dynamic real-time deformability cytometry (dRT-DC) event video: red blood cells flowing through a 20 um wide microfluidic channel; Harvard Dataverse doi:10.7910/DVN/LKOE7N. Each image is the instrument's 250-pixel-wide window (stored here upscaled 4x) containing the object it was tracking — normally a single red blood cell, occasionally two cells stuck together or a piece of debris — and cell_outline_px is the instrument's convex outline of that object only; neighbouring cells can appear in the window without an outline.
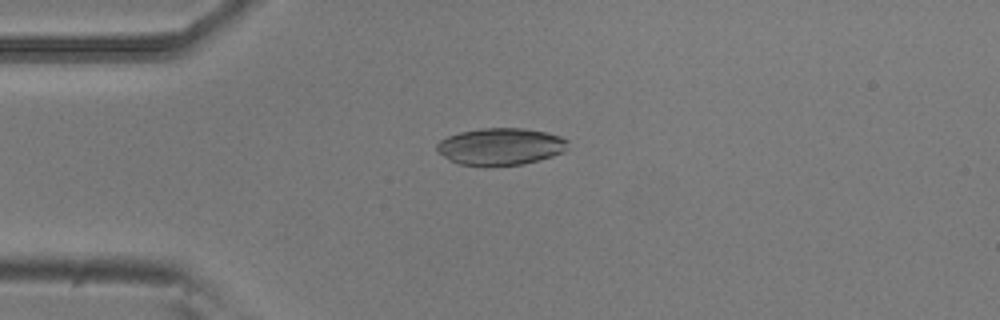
{"species": "common noctule bat (a hibernating species)", "species_latin": "Nyctalus noctula", "temperature_condition": "room temperature", "stored_images_in_passage": 53, "camera_frame_rate_fps": 3000, "um_per_image_px": 0.085, "animal": {"sex": "male", "body_mass_g": 20.5, "forearm_length_mm": 52.5}, "frame": {"image": 1, "passage_image": 13, "time_ms": 4.0, "image_size_px": [1000, 320], "cell_outline_px": [[568, 140], [564, 152], [540, 160], [524, 164], [488, 168], [484, 168], [460, 164], [448, 160], [436, 148], [436, 144], [440, 140], [448, 136], [460, 132], [484, 128], [524, 128], [544, 132], [560, 136]], "centroid_in_image_um": [42.53, 12.49], "position_along_channel_um": 42.5, "area_um2": 28.73}}
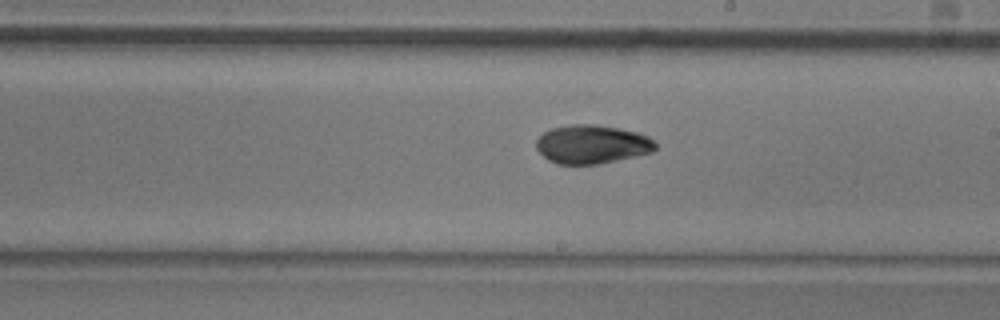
{"frame": {"image": 2, "passage_image": 30, "time_ms": 9.667, "image_size_px": [1000, 320], "cell_outline_px": [[656, 148], [652, 152], [600, 164], [556, 164], [548, 160], [536, 148], [536, 140], [544, 132], [552, 128], [572, 124], [596, 124], [620, 128], [636, 132], [648, 136], [656, 144]], "centroid_in_image_um": [50.31, 12.26], "position_along_channel_um": 238.7, "area_um2": 26.88}}
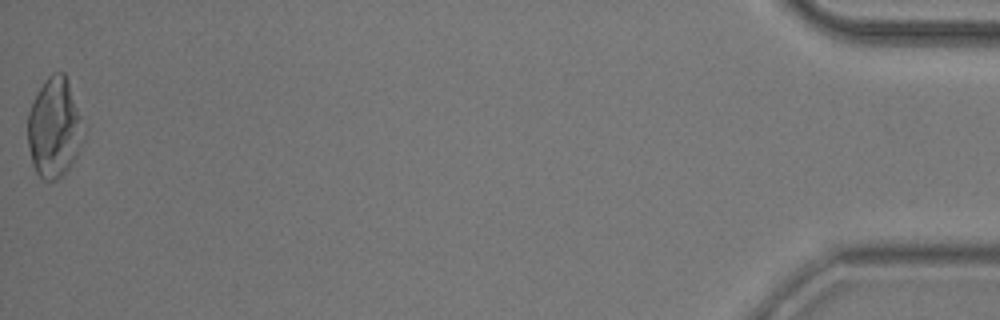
{"frame": {"image": 3, "passage_image": 53, "time_ms": 17.333, "image_size_px": [1000, 320], "cell_outline_px": [[80, 116], [76, 156], [68, 168], [56, 180], [44, 180], [36, 172], [32, 164], [28, 144], [28, 112], [44, 80], [52, 72], [64, 72], [68, 80]], "centroid_in_image_um": [4.54, 10.84], "position_along_channel_um": 430.7, "area_um2": 31.04}, "authors_computed_cell_mechanics": {"area_um2": 27.2816, "velocity_mm_per_s": 3.8005, "shape_relaxation_time_tau1_ms": 5.5922, "shape_relaxation_time_tau2_ms": 5.5112, "deformation_change_tau1": 0.1522, "deformation_change_tau2": 0.079}}